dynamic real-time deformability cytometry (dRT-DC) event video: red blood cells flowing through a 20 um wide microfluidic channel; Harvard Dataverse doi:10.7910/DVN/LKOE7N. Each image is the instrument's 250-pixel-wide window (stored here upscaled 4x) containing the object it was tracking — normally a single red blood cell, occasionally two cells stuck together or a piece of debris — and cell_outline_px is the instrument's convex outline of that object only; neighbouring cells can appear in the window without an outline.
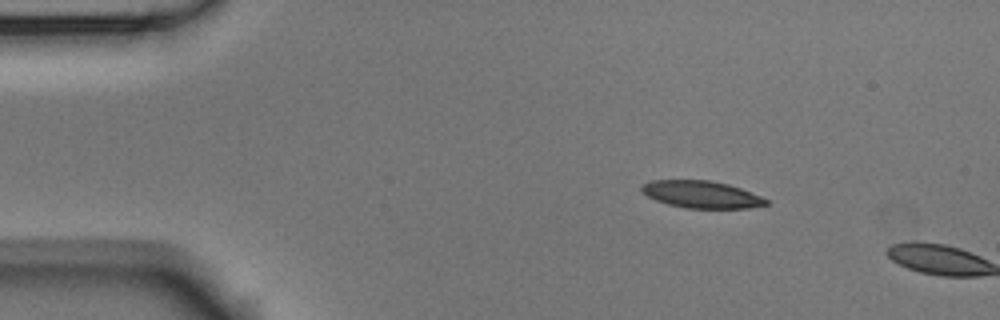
{"species": "Egyptian fruit bat (a non-hibernating species)", "species_latin": "Rousettus aegyptiacus", "temperature_condition": "room temperature", "stored_images_in_passage": 2, "camera_frame_rate_fps": 3000, "um_per_image_px": 0.085, "animal": {"sex": "male"}, "frame": {"image": 1, "passage_image": 1, "time_ms": 0.0, "image_size_px": [1000, 320], "cell_outline_px": [[768, 204], [748, 208], [684, 208], [668, 204], [656, 200], [640, 192], [640, 184], [648, 180], [708, 180], [728, 184], [740, 188], [760, 196], [768, 200]], "centroid_in_image_um": [59.55, 16.52], "position_along_channel_um": 25.4, "area_um2": 19.77}}